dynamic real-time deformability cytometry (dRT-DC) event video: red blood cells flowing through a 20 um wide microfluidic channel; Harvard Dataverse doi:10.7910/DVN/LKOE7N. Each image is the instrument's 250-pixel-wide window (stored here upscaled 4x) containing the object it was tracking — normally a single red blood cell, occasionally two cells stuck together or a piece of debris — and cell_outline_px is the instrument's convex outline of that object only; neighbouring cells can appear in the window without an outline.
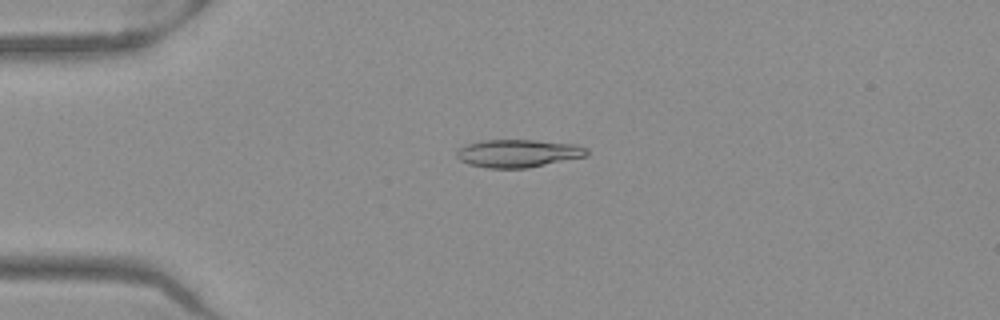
{"species": "Egyptian fruit bat (a non-hibernating species)", "species_latin": "Rousettus aegyptiacus", "temperature_condition": "warm", "stored_images_in_passage": 49, "camera_frame_rate_fps": 3000, "um_per_image_px": 0.085, "frame": {"image": 1, "passage_image": 11, "time_ms": 3.333, "image_size_px": [1000, 320], "cell_outline_px": [[588, 156], [528, 168], [488, 168], [468, 164], [460, 160], [456, 156], [456, 152], [460, 148], [468, 144], [484, 140], [536, 140], [576, 144], [588, 148]], "centroid_in_image_um": [44.08, 13.03], "position_along_channel_um": 40.9, "area_um2": 21.21}}
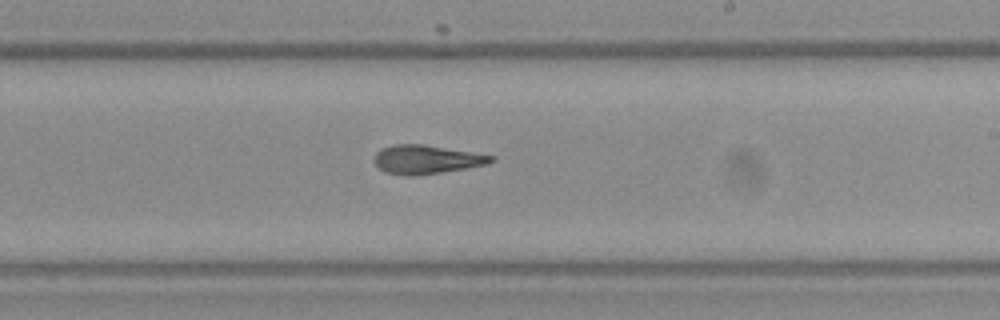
{"frame": {"image": 2, "passage_image": 29, "time_ms": 9.333, "image_size_px": [1000, 320], "cell_outline_px": [[496, 160], [488, 164], [468, 168], [416, 176], [404, 176], [384, 172], [372, 160], [376, 152], [380, 148], [392, 144], [420, 144], [496, 156]], "centroid_in_image_um": [36.22, 13.56], "position_along_channel_um": 252.8, "area_um2": 19.77}}
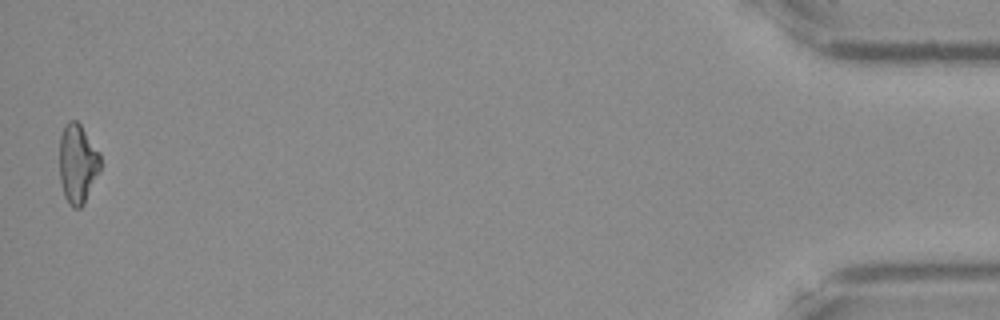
{"frame": {"image": 3, "passage_image": 49, "time_ms": 16.0, "image_size_px": [1000, 320], "cell_outline_px": [[100, 172], [84, 204], [80, 208], [72, 208], [68, 204], [64, 196], [60, 180], [60, 136], [64, 124], [68, 120], [76, 120], [80, 124], [100, 152]], "centroid_in_image_um": [6.6, 13.92], "position_along_channel_um": 428.6, "area_um2": 19.19}, "authors_computed_cell_mechanics": {"area_um2": 19.9988, "velocity_mm_per_s": 4.0108, "shape_relaxation_time_tau1_ms": null, "shape_relaxation_time_tau2_ms": 4.004, "deformation_change_tau1": null, "deformation_change_tau2": 0.1163}}